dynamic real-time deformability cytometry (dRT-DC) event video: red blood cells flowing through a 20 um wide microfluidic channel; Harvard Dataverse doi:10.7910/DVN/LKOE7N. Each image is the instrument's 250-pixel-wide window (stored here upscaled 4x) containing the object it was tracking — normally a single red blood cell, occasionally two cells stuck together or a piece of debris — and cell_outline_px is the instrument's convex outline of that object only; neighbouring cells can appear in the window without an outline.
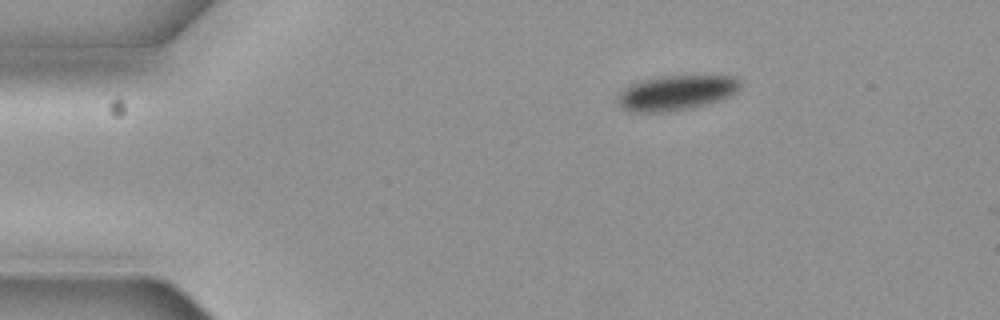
{"species": "common noctule bat (a hibernating species)", "species_latin": "Nyctalus noctula", "temperature_condition": "cold", "stored_images_in_passage": 2, "camera_frame_rate_fps": 3000, "um_per_image_px": 0.085, "animal": {"sex": "female", "body_mass_g": 19.3, "forearm_length_mm": 54.1}, "frame": {"image": 1, "passage_image": 1, "time_ms": 0.0, "image_size_px": [1000, 320], "cell_outline_px": [[740, 88], [732, 96], [708, 104], [692, 108], [660, 112], [632, 112], [624, 108], [616, 100], [616, 96], [628, 84], [640, 80], [660, 76], [732, 76], [740, 80]], "centroid_in_image_um": [57.47, 7.88], "position_along_channel_um": 27.5, "area_um2": 25.14}}